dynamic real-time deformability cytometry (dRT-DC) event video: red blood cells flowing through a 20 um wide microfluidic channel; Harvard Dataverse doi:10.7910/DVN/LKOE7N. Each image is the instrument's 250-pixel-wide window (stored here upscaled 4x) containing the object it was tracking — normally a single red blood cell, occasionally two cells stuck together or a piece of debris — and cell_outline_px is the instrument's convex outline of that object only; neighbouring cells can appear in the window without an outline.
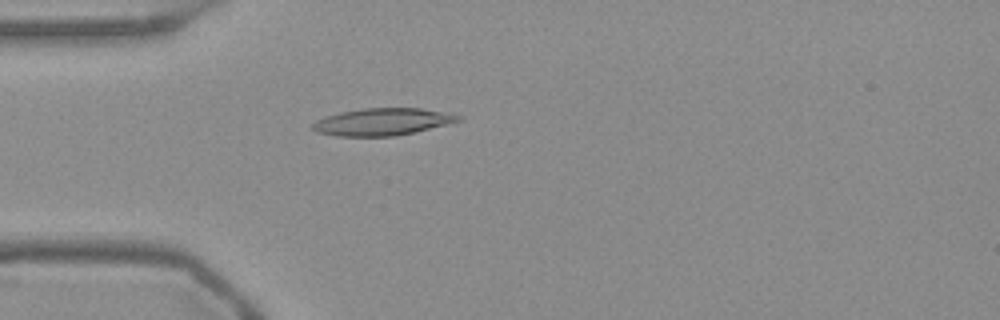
{"species": "Egyptian fruit bat (a non-hibernating species)", "species_latin": "Rousettus aegyptiacus", "temperature_condition": "warm", "stored_images_in_passage": 54, "camera_frame_rate_fps": 3000, "um_per_image_px": 0.085, "frame": {"image": 1, "passage_image": 15, "time_ms": 4.667, "image_size_px": [1000, 320], "cell_outline_px": [[464, 116], [460, 120], [396, 136], [336, 136], [316, 132], [308, 128], [316, 120], [324, 116], [340, 112], [364, 108], [420, 108], [452, 112]], "centroid_in_image_um": [32.46, 10.34], "position_along_channel_um": 52.5, "area_um2": 23.18}}
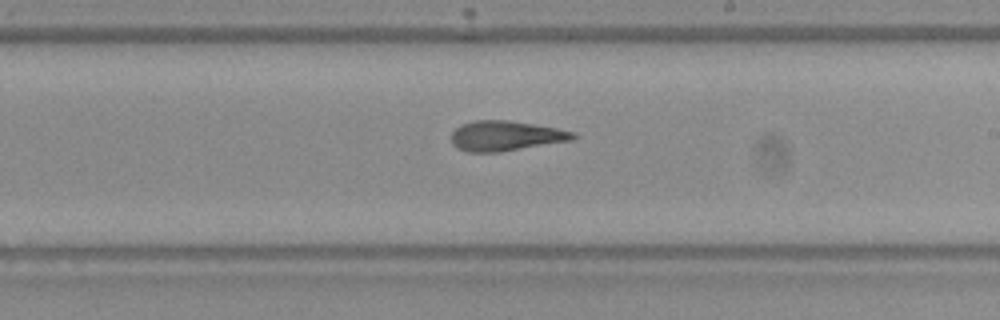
{"frame": {"image": 2, "passage_image": 31, "time_ms": 10.0, "image_size_px": [1000, 320], "cell_outline_px": [[576, 136], [572, 140], [500, 152], [468, 152], [456, 148], [452, 144], [452, 132], [460, 124], [472, 120], [508, 120], [556, 128], [576, 132]], "centroid_in_image_um": [42.94, 11.55], "position_along_channel_um": 246.1, "area_um2": 21.33}}
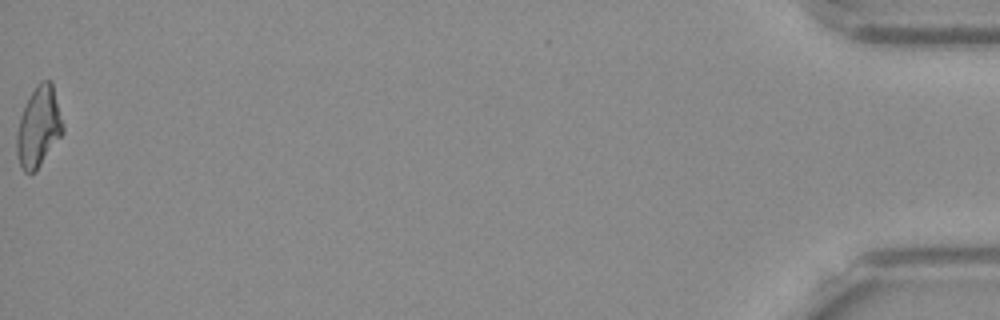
{"frame": {"image": 3, "passage_image": 54, "time_ms": 17.667, "image_size_px": [1000, 320], "cell_outline_px": [[64, 132], [36, 172], [24, 172], [20, 164], [16, 152], [16, 132], [20, 116], [32, 92], [40, 80], [52, 80], [64, 128]], "centroid_in_image_um": [3.29, 10.8], "position_along_channel_um": 431.9, "area_um2": 21.56}, "authors_computed_cell_mechanics": {"area_um2": 21.7039, "velocity_mm_per_s": 3.757, "shape_relaxation_time_tau1_ms": null, "shape_relaxation_time_tau2_ms": 3.0527, "deformation_change_tau1": null, "deformation_change_tau2": 0.1228}}